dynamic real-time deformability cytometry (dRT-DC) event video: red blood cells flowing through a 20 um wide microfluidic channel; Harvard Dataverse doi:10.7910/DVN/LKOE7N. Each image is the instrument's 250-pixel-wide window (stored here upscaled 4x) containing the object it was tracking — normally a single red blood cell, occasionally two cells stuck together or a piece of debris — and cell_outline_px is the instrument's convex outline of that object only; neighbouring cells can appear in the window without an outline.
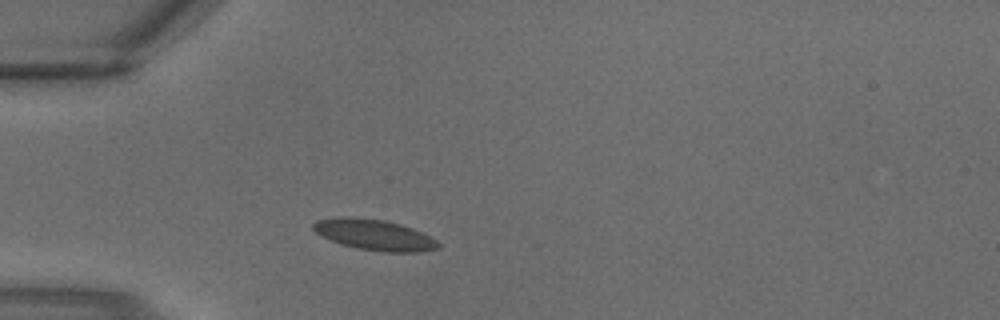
{"species": "common noctule bat (a hibernating species)", "species_latin": "Nyctalus noctula", "temperature_condition": "warm", "stored_images_in_passage": 1, "camera_frame_rate_fps": 3000, "um_per_image_px": 0.085, "animal": {"sex": "male", "body_mass_g": 18.8}, "frame": {"image": 1, "passage_image": 1, "time_ms": 0.0, "image_size_px": [1000, 320], "cell_outline_px": [[440, 248], [420, 252], [384, 252], [360, 248], [344, 244], [332, 240], [316, 232], [312, 228], [312, 224], [316, 220], [340, 216], [352, 216], [384, 220], [400, 224], [412, 228], [436, 240], [440, 244]], "centroid_in_image_um": [31.83, 19.94], "position_along_channel_um": 53.2, "area_um2": 22.2}}